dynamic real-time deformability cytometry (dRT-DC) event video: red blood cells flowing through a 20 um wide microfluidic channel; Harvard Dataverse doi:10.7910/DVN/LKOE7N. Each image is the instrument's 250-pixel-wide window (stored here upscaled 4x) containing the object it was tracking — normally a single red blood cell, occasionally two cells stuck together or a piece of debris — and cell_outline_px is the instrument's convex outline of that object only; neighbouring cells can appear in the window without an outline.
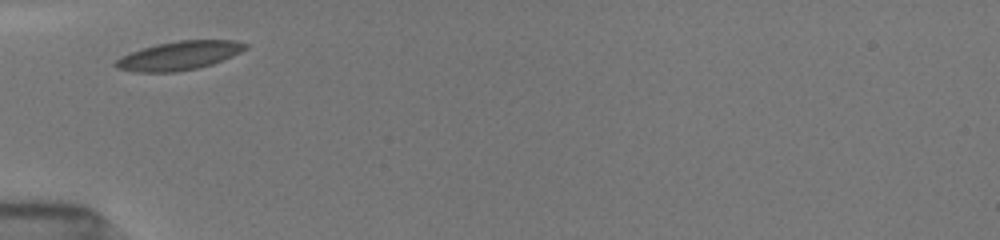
{"species": "common noctule bat (a hibernating species)", "species_latin": "Nyctalus noctula", "temperature_condition": "room temperature", "stored_images_in_passage": 29, "camera_frame_rate_fps": 3000, "um_per_image_px": 0.085, "animal": {"sex": "female", "body_mass_g": 19.5, "forearm_length_mm": 54.1}, "frame": {"image": 1, "passage_image": 1, "time_ms": 0.0, "image_size_px": [1000, 240], "cell_outline_px": [[248, 48], [232, 56], [212, 64], [196, 68], [176, 72], [136, 72], [116, 68], [112, 64], [120, 56], [156, 44], [180, 40], [232, 40], [248, 44]], "centroid_in_image_um": [15.21, 4.73], "position_along_channel_um": 69.8, "area_um2": 21.62}}
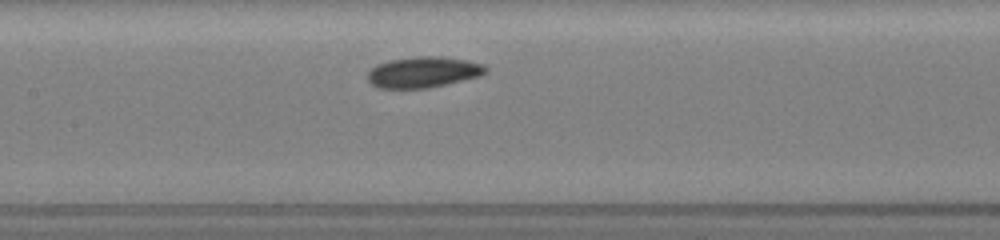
{"frame": {"image": 2, "passage_image": 9, "time_ms": 2.667, "image_size_px": [1000, 240], "cell_outline_px": [[488, 72], [480, 76], [428, 88], [380, 88], [372, 84], [368, 80], [368, 72], [376, 64], [392, 60], [416, 56], [444, 56], [484, 64], [488, 68]], "centroid_in_image_um": [36.01, 6.12], "position_along_channel_um": 171.4, "area_um2": 21.21}}
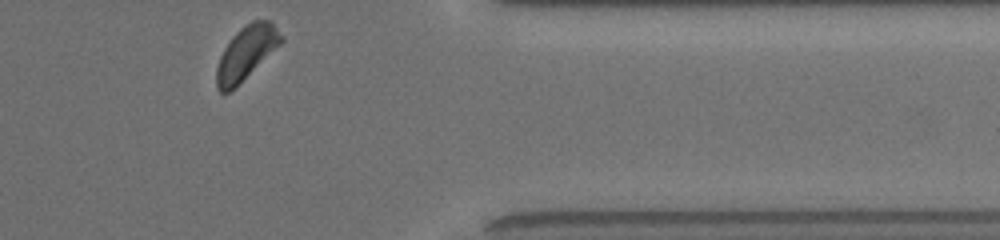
{"frame": {"image": 3, "passage_image": 29, "time_ms": 8.667, "image_size_px": [1000, 240], "cell_outline_px": [[284, 40], [280, 44], [228, 92], [220, 92], [216, 88], [216, 68], [220, 56], [224, 48], [232, 36], [240, 28], [252, 20], [268, 20], [276, 28]], "centroid_in_image_um": [20.88, 4.46], "position_along_channel_um": 390.5, "area_um2": 19.36}, "authors_computed_cell_mechanics": {"area_um2": 20.6924, "velocity_mm_per_s": 3.8772, "shape_relaxation_time_tau1_ms": 1.7578, "shape_relaxation_time_tau2_ms": 5.0028, "deformation_change_tau1": 0.0613, "deformation_change_tau2": 0.0999}}